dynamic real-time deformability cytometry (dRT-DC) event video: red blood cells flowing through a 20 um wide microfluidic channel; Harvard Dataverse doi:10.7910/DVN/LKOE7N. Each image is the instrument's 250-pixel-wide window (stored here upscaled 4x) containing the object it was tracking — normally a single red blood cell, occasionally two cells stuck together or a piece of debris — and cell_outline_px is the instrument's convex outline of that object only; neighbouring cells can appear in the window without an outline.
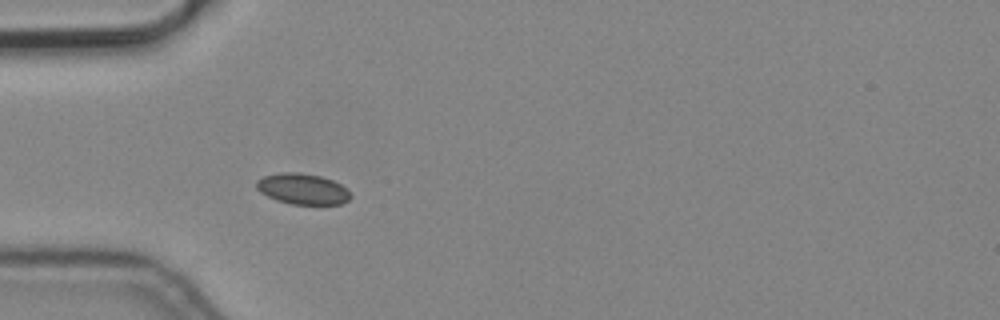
{"species": "common noctule bat (a hibernating species)", "species_latin": "Nyctalus noctula", "temperature_condition": "cold", "stored_images_in_passage": 2, "camera_frame_rate_fps": 3000, "um_per_image_px": 0.085, "animal": {"sex": "male", "body_mass_g": 19.2, "forearm_length_mm": 51.8}, "frame": {"image": 1, "passage_image": 2, "time_ms": 0.333, "image_size_px": [1000, 320], "cell_outline_px": [[352, 196], [348, 200], [340, 204], [292, 204], [276, 200], [260, 192], [256, 188], [256, 180], [264, 176], [280, 172], [296, 172], [320, 176], [332, 180], [340, 184]], "centroid_in_image_um": [25.68, 16.05], "position_along_channel_um": 59.3, "area_um2": 16.76}}